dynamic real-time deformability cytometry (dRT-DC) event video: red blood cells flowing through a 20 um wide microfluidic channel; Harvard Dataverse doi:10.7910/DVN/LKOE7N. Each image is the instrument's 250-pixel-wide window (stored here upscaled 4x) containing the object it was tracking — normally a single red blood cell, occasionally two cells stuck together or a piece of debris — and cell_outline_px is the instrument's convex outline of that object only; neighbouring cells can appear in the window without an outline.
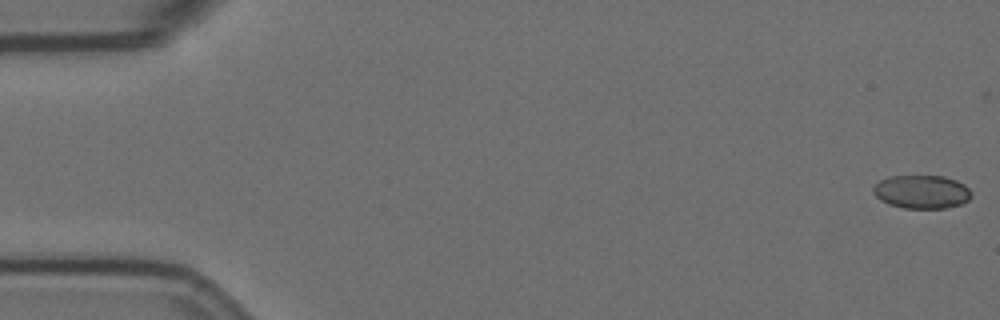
{"species": "Egyptian fruit bat (a non-hibernating species)", "species_latin": "Rousettus aegyptiacus", "temperature_condition": "room temperature", "stored_images_in_passage": 57, "camera_frame_rate_fps": 3000, "um_per_image_px": 0.085, "animal": {"sex": "female"}, "frame": {"image": 1, "passage_image": 1, "time_ms": 0.0, "image_size_px": [1000, 320], "cell_outline_px": [[972, 196], [968, 200], [960, 204], [944, 208], [904, 208], [888, 204], [880, 200], [872, 192], [872, 188], [880, 180], [888, 176], [944, 176], [956, 180], [964, 184], [972, 192]], "centroid_in_image_um": [78.33, 16.3], "position_along_channel_um": 6.7, "area_um2": 19.19}}
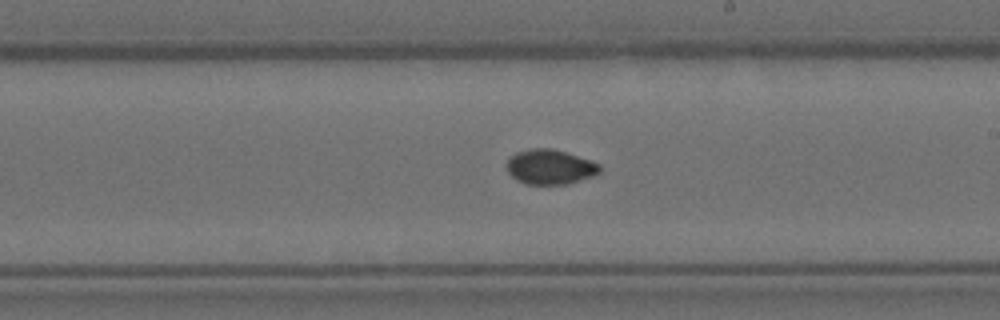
{"frame": {"image": 2, "passage_image": 33, "time_ms": 10.667, "image_size_px": [1000, 320], "cell_outline_px": [[600, 172], [592, 176], [568, 184], [524, 184], [516, 180], [508, 172], [504, 164], [516, 152], [532, 148], [552, 148], [600, 164]], "centroid_in_image_um": [46.7, 14.2], "position_along_channel_um": 242.3, "area_um2": 18.79}}
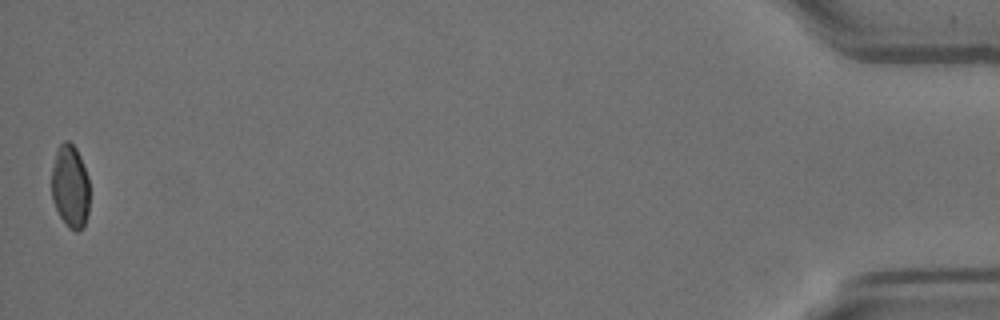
{"frame": {"image": 3, "passage_image": 57, "time_ms": 18.667, "image_size_px": [1000, 320], "cell_outline_px": [[88, 212], [84, 224], [76, 232], [68, 228], [60, 216], [52, 200], [52, 168], [56, 148], [64, 140], [68, 140], [76, 148], [80, 156], [88, 176]], "centroid_in_image_um": [5.95, 15.81], "position_along_channel_um": 429.2, "area_um2": 18.38}, "authors_computed_cell_mechanics": {"area_um2": 19.0162, "velocity_mm_per_s": 3.5617, "shape_relaxation_time_tau1_ms": null, "shape_relaxation_time_tau2_ms": 1.3523, "deformation_change_tau1": null, "deformation_change_tau2": 0.0283}}